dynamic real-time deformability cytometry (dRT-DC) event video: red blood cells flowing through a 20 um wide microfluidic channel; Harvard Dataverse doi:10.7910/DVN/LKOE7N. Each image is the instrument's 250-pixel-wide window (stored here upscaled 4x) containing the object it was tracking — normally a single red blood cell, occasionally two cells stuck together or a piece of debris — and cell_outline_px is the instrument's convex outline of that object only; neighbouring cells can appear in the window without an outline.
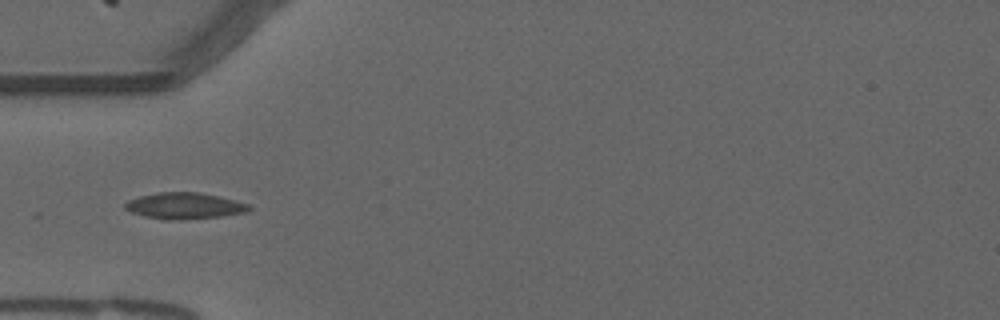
{"species": "common noctule bat (a hibernating species)", "species_latin": "Nyctalus noctula", "temperature_condition": "warm", "stored_images_in_passage": 27, "camera_frame_rate_fps": 3000, "um_per_image_px": 0.085, "animal": {"sex": "male", "forearm_length_mm": 52.5}, "frame": {"image": 1, "passage_image": 5, "time_ms": 1.333, "image_size_px": [1000, 320], "cell_outline_px": [[252, 208], [244, 212], [220, 216], [180, 220], [168, 220], [144, 216], [132, 212], [124, 208], [124, 204], [128, 200], [140, 196], [160, 192], [196, 192], [236, 200], [248, 204]], "centroid_in_image_um": [15.65, 17.49], "position_along_channel_um": 69.4, "area_um2": 18.73}}